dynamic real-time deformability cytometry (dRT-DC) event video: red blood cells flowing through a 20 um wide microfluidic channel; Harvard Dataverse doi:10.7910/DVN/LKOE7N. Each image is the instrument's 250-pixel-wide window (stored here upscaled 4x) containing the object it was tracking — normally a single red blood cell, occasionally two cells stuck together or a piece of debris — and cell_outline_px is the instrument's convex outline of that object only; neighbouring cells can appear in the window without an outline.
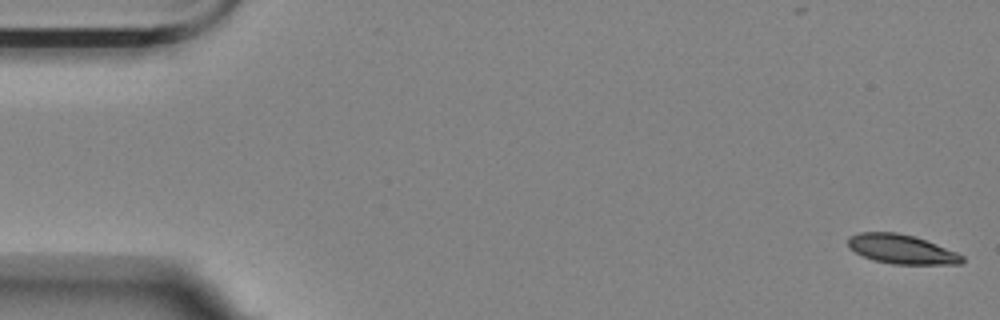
{"species": "Egyptian fruit bat (a non-hibernating species)", "species_latin": "Rousettus aegyptiacus", "temperature_condition": "room temperature", "stored_images_in_passage": 57, "camera_frame_rate_fps": 3000, "um_per_image_px": 0.085, "animal": {"sex": "female"}, "frame": {"image": 1, "passage_image": 1, "time_ms": 0.0, "image_size_px": [1000, 320], "cell_outline_px": [[964, 260], [960, 264], [892, 264], [876, 260], [864, 256], [848, 248], [848, 236], [860, 232], [896, 232], [916, 236], [956, 252], [964, 256]], "centroid_in_image_um": [76.63, 21.17], "position_along_channel_um": 8.4, "area_um2": 19.42}}
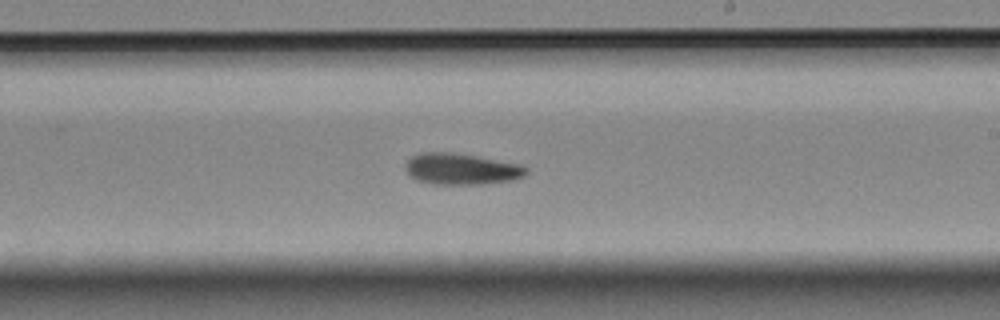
{"frame": {"image": 2, "passage_image": 33, "time_ms": 10.667, "image_size_px": [1000, 320], "cell_outline_px": [[528, 172], [524, 176], [512, 180], [480, 184], [436, 184], [416, 180], [408, 176], [404, 168], [404, 164], [412, 156], [420, 152], [452, 152], [476, 156], [520, 164], [528, 168]], "centroid_in_image_um": [39.17, 14.36], "position_along_channel_um": 249.8, "area_um2": 22.14}}
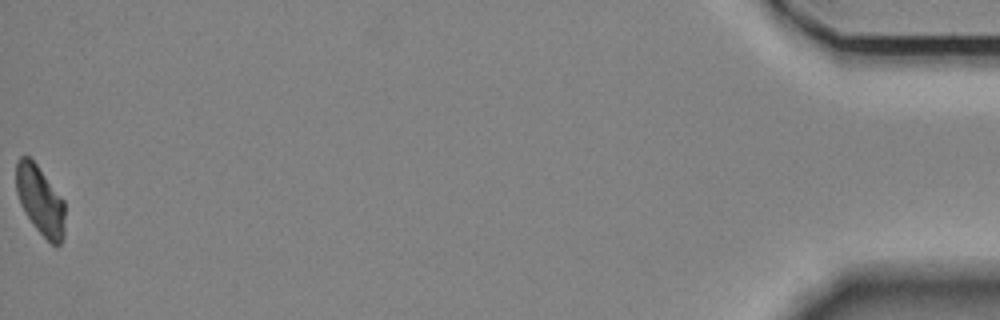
{"frame": {"image": 3, "passage_image": 57, "time_ms": 18.667, "image_size_px": [1000, 320], "cell_outline_px": [[64, 236], [60, 244], [56, 248], [36, 228], [24, 212], [20, 204], [16, 192], [16, 160], [20, 156], [28, 156], [36, 164], [64, 200]], "centroid_in_image_um": [3.41, 17.04], "position_along_channel_um": 431.8, "area_um2": 19.59}, "authors_computed_cell_mechanics": {"area_um2": 20.9814, "velocity_mm_per_s": 3.4939, "shape_relaxation_time_tau1_ms": 7.6951, "shape_relaxation_time_tau2_ms": 9.1683, "deformation_change_tau1": 0.1675, "deformation_change_tau2": 0.1605}}